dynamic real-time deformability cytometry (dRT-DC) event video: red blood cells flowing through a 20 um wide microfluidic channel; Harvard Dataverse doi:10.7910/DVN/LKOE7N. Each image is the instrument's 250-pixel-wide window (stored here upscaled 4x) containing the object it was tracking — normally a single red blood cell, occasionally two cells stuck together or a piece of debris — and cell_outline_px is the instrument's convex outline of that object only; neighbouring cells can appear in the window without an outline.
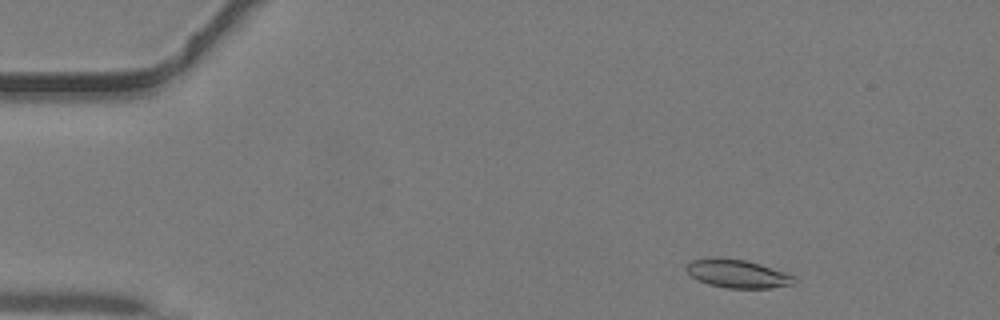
{"species": "common noctule bat (a hibernating species)", "species_latin": "Nyctalus noctula", "temperature_condition": "warm", "stored_images_in_passage": 41, "camera_frame_rate_fps": 3000, "um_per_image_px": 0.085, "animal": {"sex": "male", "body_mass_g": 19.2, "forearm_length_mm": 51.8}, "frame": {"image": 1, "passage_image": 3, "time_ms": 0.667, "image_size_px": [1000, 320], "cell_outline_px": [[796, 284], [768, 288], [728, 288], [708, 284], [692, 276], [684, 268], [692, 260], [708, 256], [716, 256], [744, 260], [760, 264], [796, 276]], "centroid_in_image_um": [62.69, 23.25], "position_along_channel_um": 22.3, "area_um2": 17.92}}
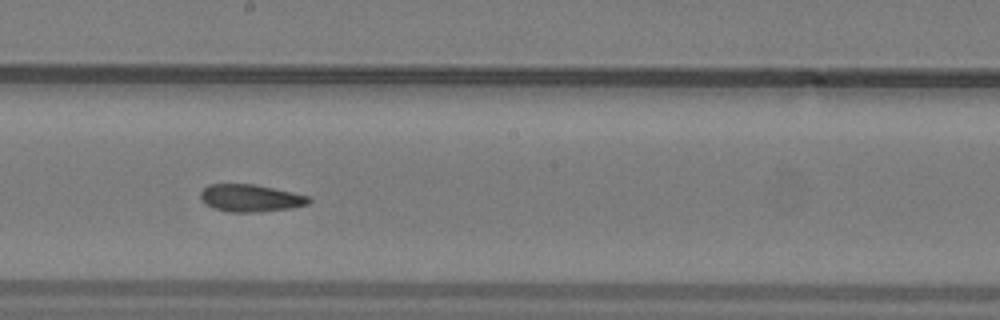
{"frame": {"image": 2, "passage_image": 22, "time_ms": 7.0, "image_size_px": [1000, 320], "cell_outline_px": [[312, 200], [308, 204], [288, 208], [256, 212], [232, 212], [212, 208], [204, 204], [200, 200], [200, 192], [208, 184], [256, 184], [292, 192], [308, 196]], "centroid_in_image_um": [21.24, 16.83], "position_along_channel_um": 227.0, "area_um2": 17.28}}
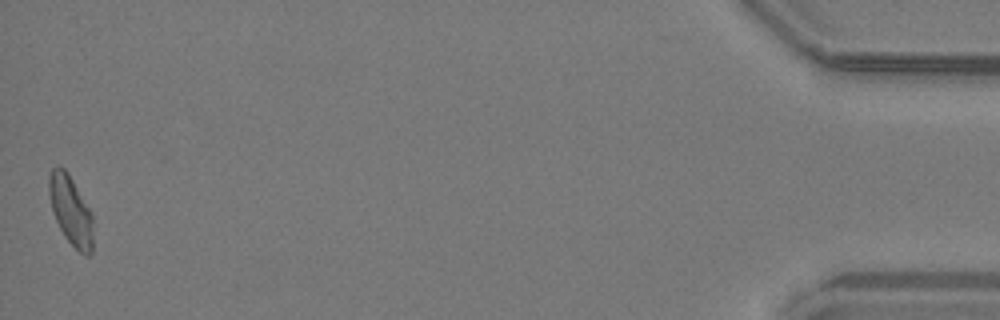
{"frame": {"image": 3, "passage_image": 41, "time_ms": 13.333, "image_size_px": [1000, 320], "cell_outline_px": [[92, 252], [88, 256], [84, 256], [64, 236], [52, 212], [48, 192], [48, 176], [52, 168], [64, 168], [68, 172], [92, 212]], "centroid_in_image_um": [6.01, 17.88], "position_along_channel_um": 429.2, "area_um2": 17.8}}